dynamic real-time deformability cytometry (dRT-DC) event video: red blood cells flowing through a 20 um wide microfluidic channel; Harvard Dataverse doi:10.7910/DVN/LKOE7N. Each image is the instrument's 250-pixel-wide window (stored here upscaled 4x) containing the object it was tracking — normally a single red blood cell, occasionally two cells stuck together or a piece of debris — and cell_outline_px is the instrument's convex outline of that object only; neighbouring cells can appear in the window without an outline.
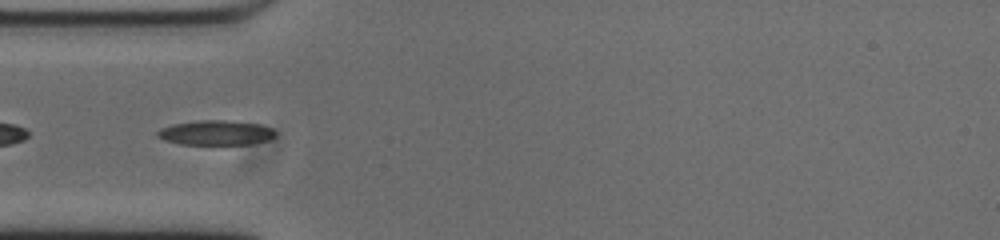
{"species": "common noctule bat (a hibernating species)", "species_latin": "Nyctalus noctula", "temperature_condition": "cold", "stored_images_in_passage": 42, "camera_frame_rate_fps": 3000, "um_per_image_px": 0.085, "animal": {"sex": "male", "body_mass_g": 20.0, "forearm_length_mm": 53.3}, "frame": {"image": 1, "passage_image": 7, "time_ms": 2.0, "image_size_px": [1000, 240], "cell_outline_px": [[276, 136], [268, 140], [248, 144], [180, 144], [164, 140], [156, 136], [156, 132], [160, 128], [172, 124], [200, 120], [224, 120], [260, 124], [272, 128], [276, 132]], "centroid_in_image_um": [18.34, 11.28], "position_along_channel_um": 66.7, "area_um2": 17.05}}
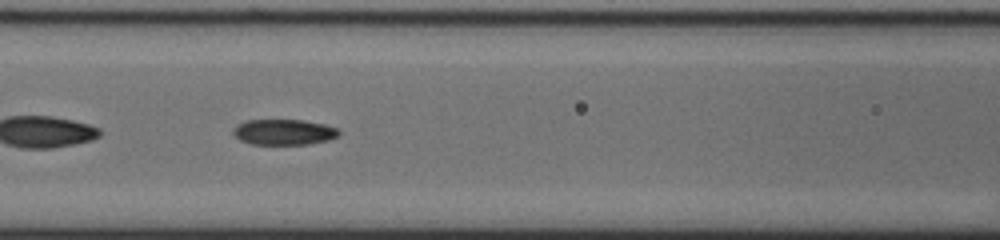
{"frame": {"image": 2, "passage_image": 13, "time_ms": 4.0, "image_size_px": [1000, 240], "cell_outline_px": [[340, 132], [336, 136], [328, 140], [308, 144], [252, 144], [240, 140], [232, 132], [236, 124], [248, 120], [304, 120], [324, 124], [336, 128]], "centroid_in_image_um": [24.1, 11.22], "position_along_channel_um": 142.5, "area_um2": 15.66}}
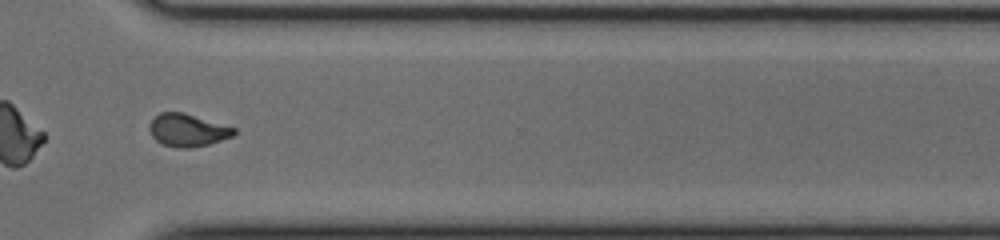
{"frame": {"image": 3, "passage_image": 30, "time_ms": 9.667, "image_size_px": [1000, 240], "cell_outline_px": [[236, 132], [232, 136], [208, 144], [192, 148], [176, 148], [164, 144], [156, 140], [152, 136], [148, 128], [148, 124], [160, 112], [184, 112], [236, 128]], "centroid_in_image_um": [15.93, 11.06], "position_along_channel_um": 354.7, "area_um2": 16.07}, "authors_computed_cell_mechanics": {"area_um2": 16.1551, "velocity_mm_per_s": 3.749, "shape_relaxation_time_tau1_ms": null, "shape_relaxation_time_tau2_ms": 3.1976, "deformation_change_tau1": null, "deformation_change_tau2": 0.0749}}